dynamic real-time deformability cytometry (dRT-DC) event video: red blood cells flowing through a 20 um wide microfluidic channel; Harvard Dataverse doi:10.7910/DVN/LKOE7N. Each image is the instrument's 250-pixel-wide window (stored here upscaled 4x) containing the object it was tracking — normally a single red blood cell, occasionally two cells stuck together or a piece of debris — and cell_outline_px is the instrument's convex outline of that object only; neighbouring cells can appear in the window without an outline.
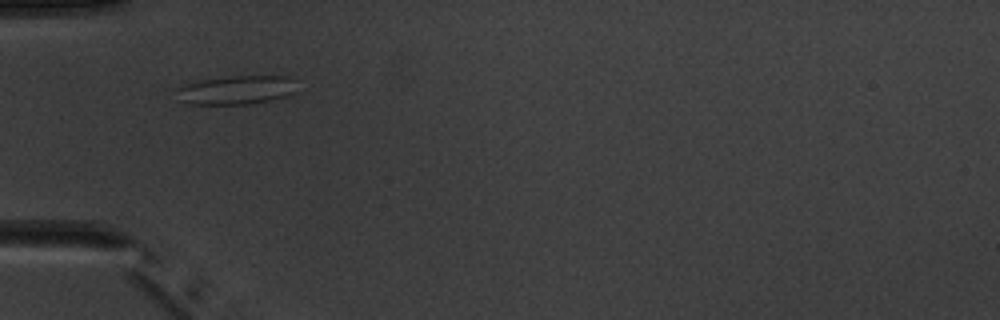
{"species": "common noctule bat (a hibernating species)", "species_latin": "Nyctalus noctula", "temperature_condition": "warm", "stored_images_in_passage": 2, "camera_frame_rate_fps": 3000, "um_per_image_px": 0.085, "animal": {"sex": "male", "body_mass_g": 20.1, "forearm_length_mm": 53.5}, "frame": {"image": 1, "passage_image": 2, "time_ms": 2.667, "image_size_px": [1000, 320], "cell_outline_px": [[296, 92], [284, 96], [268, 100], [248, 104], [192, 104], [180, 100], [176, 88], [184, 84], [200, 80], [232, 76], [288, 76], [292, 80]], "centroid_in_image_um": [20.05, 7.64], "position_along_channel_um": 64.9, "area_um2": 19.88}}